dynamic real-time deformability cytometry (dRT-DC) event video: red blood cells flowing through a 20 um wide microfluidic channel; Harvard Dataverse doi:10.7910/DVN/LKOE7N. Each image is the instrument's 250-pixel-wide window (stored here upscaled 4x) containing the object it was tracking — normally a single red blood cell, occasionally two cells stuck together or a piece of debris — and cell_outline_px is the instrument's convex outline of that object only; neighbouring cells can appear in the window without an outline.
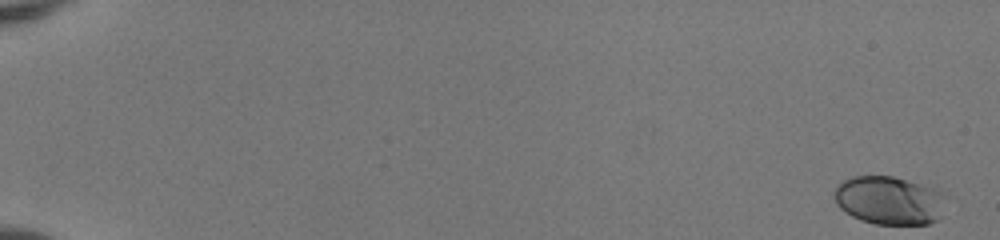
{"species": "human", "species_latin": "Homo sapiens", "temperature_condition": "room temperature", "stored_images_in_passage": 52, "camera_frame_rate_fps": 3000, "um_per_image_px": 0.085, "donor": {"sex": "female"}, "frame": {"image": 1, "passage_image": 1, "time_ms": 0.0, "image_size_px": [1000, 240], "cell_outline_px": [[944, 196], [936, 220], [928, 224], [876, 224], [860, 220], [844, 212], [836, 204], [832, 196], [836, 188], [844, 180], [852, 176], [892, 176], [936, 184], [944, 192]], "centroid_in_image_um": [75.59, 16.99], "position_along_channel_um": 9.4, "area_um2": 32.02}}
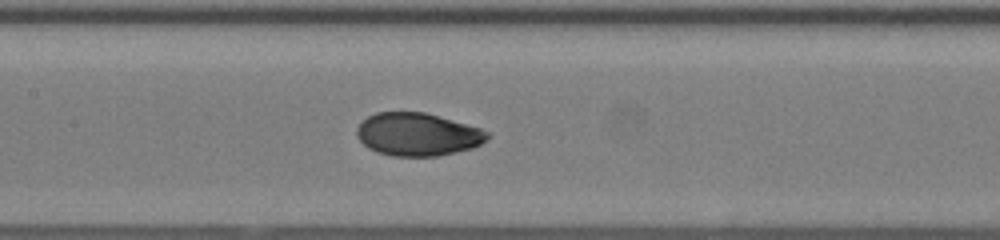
{"frame": {"image": 2, "passage_image": 28, "time_ms": 9.0, "image_size_px": [1000, 240], "cell_outline_px": [[492, 136], [480, 144], [472, 148], [436, 156], [392, 156], [376, 152], [368, 148], [356, 136], [356, 128], [368, 116], [376, 112], [424, 112], [480, 128], [488, 132]], "centroid_in_image_um": [35.48, 11.42], "position_along_channel_um": 171.9, "area_um2": 32.54}}
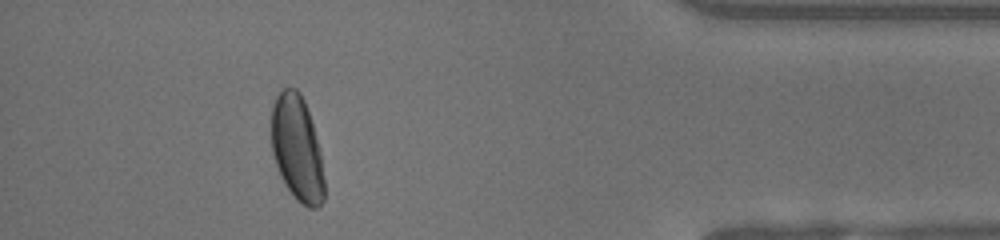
{"frame": {"image": 3, "passage_image": 48, "time_ms": 15.667, "image_size_px": [1000, 240], "cell_outline_px": [[324, 200], [316, 208], [308, 208], [300, 204], [296, 200], [284, 184], [280, 176], [272, 152], [272, 104], [276, 96], [284, 88], [296, 88], [300, 92], [304, 100], [312, 124], [320, 152], [324, 180]], "centroid_in_image_um": [25.24, 12.65], "position_along_channel_um": 410.0, "area_um2": 32.43}, "authors_computed_cell_mechanics": {"area_um2": 32.2235, "velocity_mm_per_s": 4.103, "shape_relaxation_time_tau1_ms": 4.2739, "shape_relaxation_time_tau2_ms": null, "deformation_change_tau1": 0.1593, "deformation_change_tau2": null}}